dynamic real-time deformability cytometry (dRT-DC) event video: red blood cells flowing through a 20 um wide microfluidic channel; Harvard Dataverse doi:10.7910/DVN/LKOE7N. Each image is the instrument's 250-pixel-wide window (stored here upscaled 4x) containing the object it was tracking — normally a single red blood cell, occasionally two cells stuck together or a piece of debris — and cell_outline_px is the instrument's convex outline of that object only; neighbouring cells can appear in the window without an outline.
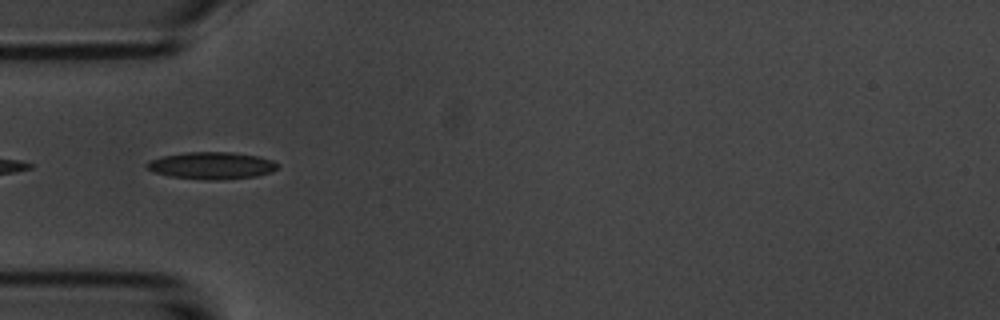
{"species": "common noctule bat (a hibernating species)", "species_latin": "Nyctalus noctula", "temperature_condition": "room temperature", "stored_images_in_passage": 3, "camera_frame_rate_fps": 3000, "um_per_image_px": 0.085, "animal": {"sex": "male", "body_mass_g": 20.1, "forearm_length_mm": 53.5}, "frame": {"image": 1, "passage_image": 1, "time_ms": 0.0, "image_size_px": [1000, 320], "cell_outline_px": [[280, 164], [272, 172], [256, 176], [216, 180], [204, 180], [168, 176], [156, 172], [148, 168], [144, 164], [148, 160], [160, 156], [184, 152], [232, 152], [256, 156], [272, 160]], "centroid_in_image_um": [17.95, 14.07], "position_along_channel_um": 67.0, "area_um2": 20.75}}
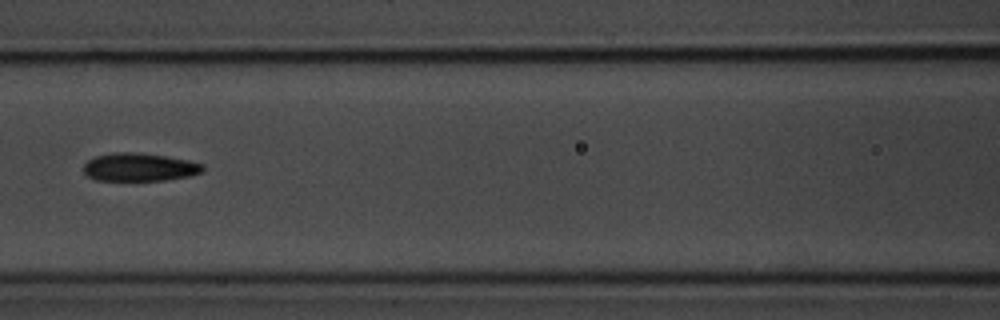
{"frame": {"image": 2, "passage_image": 3, "time_ms": 2.333, "image_size_px": [1000, 320], "cell_outline_px": [[204, 168], [200, 172], [192, 176], [164, 180], [96, 180], [88, 176], [84, 172], [84, 164], [88, 160], [96, 156], [112, 152], [136, 152], [164, 156], [188, 160], [204, 164]], "centroid_in_image_um": [11.85, 14.2], "position_along_channel_um": 154.7, "area_um2": 19.48}}